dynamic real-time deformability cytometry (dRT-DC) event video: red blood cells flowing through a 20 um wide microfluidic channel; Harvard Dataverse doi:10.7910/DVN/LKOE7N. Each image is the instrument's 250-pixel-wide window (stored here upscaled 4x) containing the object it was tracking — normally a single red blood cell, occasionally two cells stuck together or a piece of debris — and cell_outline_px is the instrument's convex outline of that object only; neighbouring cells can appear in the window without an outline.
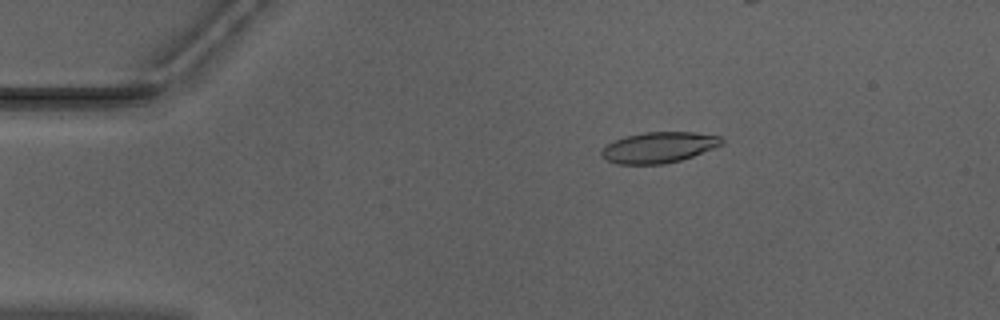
{"species": "Egyptian fruit bat (a non-hibernating species)", "species_latin": "Rousettus aegyptiacus", "temperature_condition": "warm", "stored_images_in_passage": 46, "camera_frame_rate_fps": 3000, "um_per_image_px": 0.085, "animal": {"sex": "male"}, "frame": {"image": 1, "passage_image": 10, "time_ms": 3.0, "image_size_px": [1000, 320], "cell_outline_px": [[724, 140], [720, 144], [712, 148], [692, 156], [680, 160], [664, 164], [616, 164], [608, 160], [600, 152], [608, 144], [624, 136], [644, 132], [696, 132], [720, 136]], "centroid_in_image_um": [55.99, 12.52], "position_along_channel_um": 29.0, "area_um2": 21.27}}
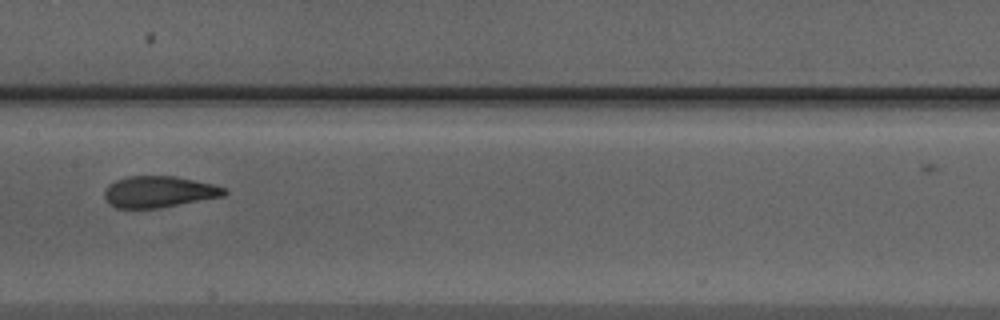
{"frame": {"image": 2, "passage_image": 27, "time_ms": 8.667, "image_size_px": [1000, 320], "cell_outline_px": [[228, 192], [224, 196], [160, 208], [116, 208], [108, 204], [104, 196], [104, 192], [108, 184], [116, 180], [128, 176], [176, 176], [216, 184], [228, 188]], "centroid_in_image_um": [13.54, 16.3], "position_along_channel_um": 193.9, "area_um2": 22.25}}
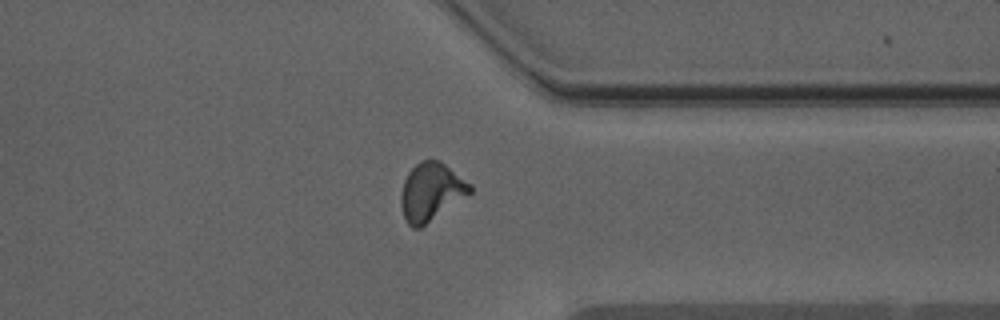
{"frame": {"image": 3, "passage_image": 41, "time_ms": 13.333, "image_size_px": [1000, 320], "cell_outline_px": [[472, 192], [420, 228], [412, 228], [408, 224], [404, 216], [400, 204], [400, 196], [404, 180], [408, 172], [420, 160], [440, 160], [472, 184]], "centroid_in_image_um": [36.64, 16.29], "position_along_channel_um": 374.8, "area_um2": 23.24}, "authors_computed_cell_mechanics": {"area_um2": 22.0218, "velocity_mm_per_s": 3.9633, "shape_relaxation_time_tau1_ms": 6.421, "shape_relaxation_time_tau2_ms": 1.0471, "deformation_change_tau1": 0.2221, "deformation_change_tau2": 0.0823}}